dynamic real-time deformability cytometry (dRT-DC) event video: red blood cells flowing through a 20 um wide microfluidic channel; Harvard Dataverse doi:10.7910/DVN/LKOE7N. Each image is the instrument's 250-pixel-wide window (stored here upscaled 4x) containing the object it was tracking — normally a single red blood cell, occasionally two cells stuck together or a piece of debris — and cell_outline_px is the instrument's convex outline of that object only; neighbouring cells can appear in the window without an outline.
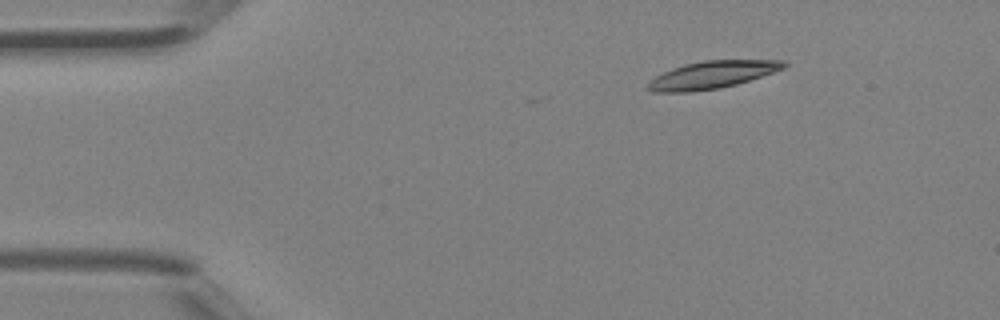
{"species": "Egyptian fruit bat (a non-hibernating species)", "species_latin": "Rousettus aegyptiacus", "temperature_condition": "room temperature", "stored_images_in_passage": 40, "camera_frame_rate_fps": 3000, "um_per_image_px": 0.085, "animal": {"sex": "female"}, "frame": {"image": 1, "passage_image": 1, "time_ms": 0.0, "image_size_px": [1000, 320], "cell_outline_px": [[788, 64], [784, 68], [736, 84], [720, 88], [692, 92], [652, 92], [644, 88], [656, 76], [672, 68], [684, 64], [704, 60], [784, 60]], "centroid_in_image_um": [60.49, 6.36], "position_along_channel_um": 24.5, "area_um2": 21.62}}
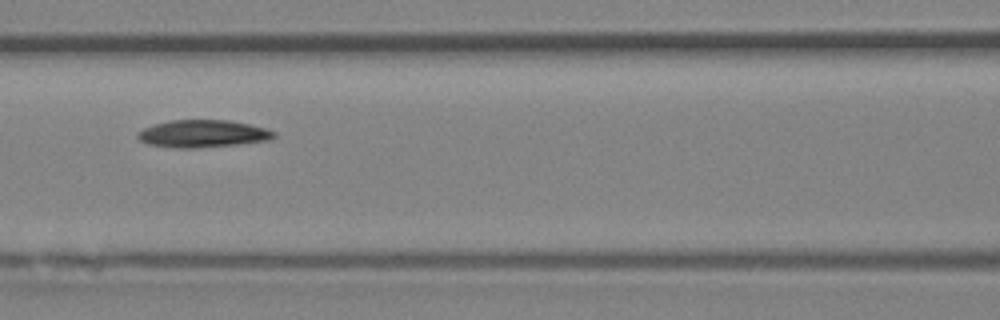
{"frame": {"image": 2, "passage_image": 15, "time_ms": 4.667, "image_size_px": [1000, 320], "cell_outline_px": [[276, 136], [268, 140], [236, 144], [192, 148], [176, 148], [148, 144], [140, 140], [136, 136], [136, 132], [152, 124], [172, 120], [228, 120], [248, 124], [264, 128], [276, 132]], "centroid_in_image_um": [17.19, 11.36], "position_along_channel_um": 149.4, "area_um2": 21.62}}
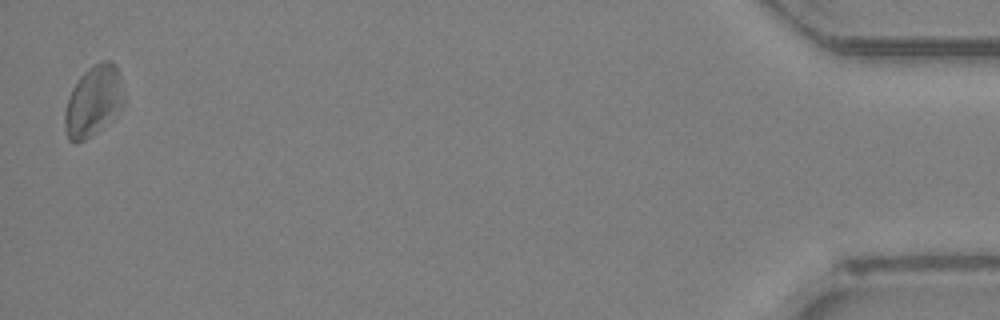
{"frame": {"image": 3, "passage_image": 40, "time_ms": 13.0, "image_size_px": [1000, 320], "cell_outline_px": [[124, 100], [96, 132], [84, 140], [76, 144], [68, 140], [64, 128], [64, 112], [68, 96], [72, 88], [80, 76], [88, 68], [104, 60], [108, 60], [116, 64], [120, 76], [124, 96]], "centroid_in_image_um": [7.87, 8.57], "position_along_channel_um": 427.3, "area_um2": 23.76}, "authors_computed_cell_mechanics": {"area_um2": 21.7617, "velocity_mm_per_s": 4.4584, "shape_relaxation_time_tau1_ms": 4.0771, "shape_relaxation_time_tau2_ms": 5.148, "deformation_change_tau1": 0.127, "deformation_change_tau2": 0.1365}}